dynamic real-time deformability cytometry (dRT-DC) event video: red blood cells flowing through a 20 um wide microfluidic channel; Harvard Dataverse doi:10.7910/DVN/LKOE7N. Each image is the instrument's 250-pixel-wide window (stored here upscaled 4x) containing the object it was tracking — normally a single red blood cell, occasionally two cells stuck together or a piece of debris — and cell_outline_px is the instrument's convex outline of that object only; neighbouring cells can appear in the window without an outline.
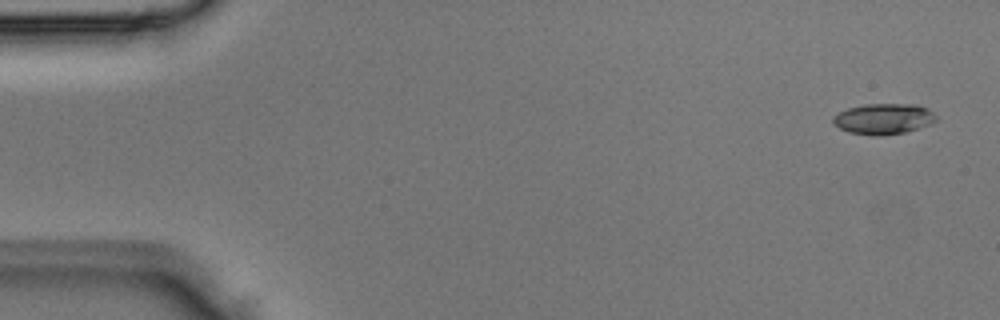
{"species": "Egyptian fruit bat (a non-hibernating species)", "species_latin": "Rousettus aegyptiacus", "temperature_condition": "room temperature", "stored_images_in_passage": 3, "camera_frame_rate_fps": 3000, "um_per_image_px": 0.085, "animal": {"sex": "male"}, "frame": {"image": 1, "passage_image": 1, "time_ms": 0.0, "image_size_px": [1000, 320], "cell_outline_px": [[936, 120], [928, 124], [904, 132], [876, 136], [872, 136], [848, 132], [840, 128], [832, 120], [832, 116], [848, 108], [864, 104], [916, 104], [928, 108], [936, 116]], "centroid_in_image_um": [75.08, 10.09], "position_along_channel_um": 9.9, "area_um2": 18.26}}
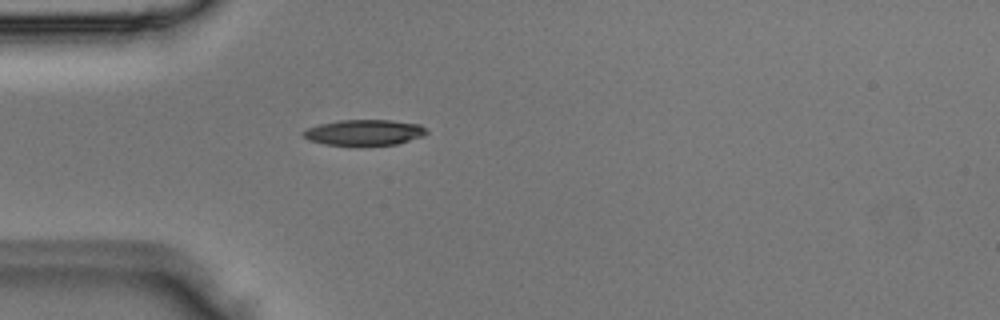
{"frame": {"image": 2, "passage_image": 3, "time_ms": 0.667, "image_size_px": [1000, 320], "cell_outline_px": [[428, 132], [424, 136], [396, 144], [324, 144], [308, 140], [300, 132], [308, 128], [320, 124], [340, 120], [392, 120], [420, 124]], "centroid_in_image_um": [30.97, 11.24], "position_along_channel_um": 54.0, "area_um2": 18.15}}